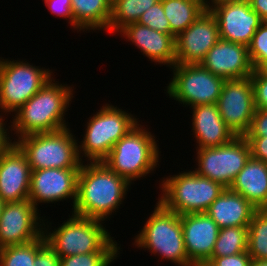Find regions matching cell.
<instances>
[{"mask_svg":"<svg viewBox=\"0 0 267 266\" xmlns=\"http://www.w3.org/2000/svg\"><path fill=\"white\" fill-rule=\"evenodd\" d=\"M256 210L242 195L225 188L205 213L219 228L249 227Z\"/></svg>","mask_w":267,"mask_h":266,"instance_id":"22","label":"cell"},{"mask_svg":"<svg viewBox=\"0 0 267 266\" xmlns=\"http://www.w3.org/2000/svg\"><path fill=\"white\" fill-rule=\"evenodd\" d=\"M120 252H93L60 257V266H109Z\"/></svg>","mask_w":267,"mask_h":266,"instance_id":"30","label":"cell"},{"mask_svg":"<svg viewBox=\"0 0 267 266\" xmlns=\"http://www.w3.org/2000/svg\"><path fill=\"white\" fill-rule=\"evenodd\" d=\"M46 242L44 236L21 245L0 248V266H34L39 248Z\"/></svg>","mask_w":267,"mask_h":266,"instance_id":"29","label":"cell"},{"mask_svg":"<svg viewBox=\"0 0 267 266\" xmlns=\"http://www.w3.org/2000/svg\"><path fill=\"white\" fill-rule=\"evenodd\" d=\"M247 252L252 260L267 261V209L256 210L248 227Z\"/></svg>","mask_w":267,"mask_h":266,"instance_id":"27","label":"cell"},{"mask_svg":"<svg viewBox=\"0 0 267 266\" xmlns=\"http://www.w3.org/2000/svg\"><path fill=\"white\" fill-rule=\"evenodd\" d=\"M66 221V222H65ZM60 226L49 231L51 223H43V236L59 257L93 252H120L119 244L105 229V222L74 214ZM47 226V227H45Z\"/></svg>","mask_w":267,"mask_h":266,"instance_id":"3","label":"cell"},{"mask_svg":"<svg viewBox=\"0 0 267 266\" xmlns=\"http://www.w3.org/2000/svg\"><path fill=\"white\" fill-rule=\"evenodd\" d=\"M216 104L228 128L235 136H244L256 110L251 78L225 80Z\"/></svg>","mask_w":267,"mask_h":266,"instance_id":"12","label":"cell"},{"mask_svg":"<svg viewBox=\"0 0 267 266\" xmlns=\"http://www.w3.org/2000/svg\"><path fill=\"white\" fill-rule=\"evenodd\" d=\"M250 147L251 157L267 162V137L244 136Z\"/></svg>","mask_w":267,"mask_h":266,"instance_id":"38","label":"cell"},{"mask_svg":"<svg viewBox=\"0 0 267 266\" xmlns=\"http://www.w3.org/2000/svg\"><path fill=\"white\" fill-rule=\"evenodd\" d=\"M3 118L6 117H4L3 114H0V155L9 150L15 144V141H12L13 139L10 138L11 136L9 134V129L11 126H8L7 128L6 123L4 122L5 119Z\"/></svg>","mask_w":267,"mask_h":266,"instance_id":"39","label":"cell"},{"mask_svg":"<svg viewBox=\"0 0 267 266\" xmlns=\"http://www.w3.org/2000/svg\"><path fill=\"white\" fill-rule=\"evenodd\" d=\"M51 14L65 18L74 28V17L71 10V0H43Z\"/></svg>","mask_w":267,"mask_h":266,"instance_id":"35","label":"cell"},{"mask_svg":"<svg viewBox=\"0 0 267 266\" xmlns=\"http://www.w3.org/2000/svg\"><path fill=\"white\" fill-rule=\"evenodd\" d=\"M250 266H267V261L252 260Z\"/></svg>","mask_w":267,"mask_h":266,"instance_id":"42","label":"cell"},{"mask_svg":"<svg viewBox=\"0 0 267 266\" xmlns=\"http://www.w3.org/2000/svg\"><path fill=\"white\" fill-rule=\"evenodd\" d=\"M86 164L82 163L78 173L72 214L104 222L123 204L131 184L103 162Z\"/></svg>","mask_w":267,"mask_h":266,"instance_id":"1","label":"cell"},{"mask_svg":"<svg viewBox=\"0 0 267 266\" xmlns=\"http://www.w3.org/2000/svg\"><path fill=\"white\" fill-rule=\"evenodd\" d=\"M127 41L132 42L151 62L172 68L176 63L175 37L158 32L137 23H131L118 32Z\"/></svg>","mask_w":267,"mask_h":266,"instance_id":"20","label":"cell"},{"mask_svg":"<svg viewBox=\"0 0 267 266\" xmlns=\"http://www.w3.org/2000/svg\"><path fill=\"white\" fill-rule=\"evenodd\" d=\"M52 78L12 117L11 133L17 138L35 133L54 132L68 126L66 111L74 97L73 88Z\"/></svg>","mask_w":267,"mask_h":266,"instance_id":"2","label":"cell"},{"mask_svg":"<svg viewBox=\"0 0 267 266\" xmlns=\"http://www.w3.org/2000/svg\"><path fill=\"white\" fill-rule=\"evenodd\" d=\"M135 236L136 248L148 250L151 255H160L178 266H195L185 251L181 216L165 209L158 201L154 211ZM145 248V249H144Z\"/></svg>","mask_w":267,"mask_h":266,"instance_id":"6","label":"cell"},{"mask_svg":"<svg viewBox=\"0 0 267 266\" xmlns=\"http://www.w3.org/2000/svg\"><path fill=\"white\" fill-rule=\"evenodd\" d=\"M14 141L25 154L31 171L80 168L83 163L78 153L80 142L69 127L54 132L29 134L15 138Z\"/></svg>","mask_w":267,"mask_h":266,"instance_id":"8","label":"cell"},{"mask_svg":"<svg viewBox=\"0 0 267 266\" xmlns=\"http://www.w3.org/2000/svg\"><path fill=\"white\" fill-rule=\"evenodd\" d=\"M171 69L173 78L166 87L169 98L189 108L217 103L225 79L200 64H175Z\"/></svg>","mask_w":267,"mask_h":266,"instance_id":"10","label":"cell"},{"mask_svg":"<svg viewBox=\"0 0 267 266\" xmlns=\"http://www.w3.org/2000/svg\"><path fill=\"white\" fill-rule=\"evenodd\" d=\"M138 23L158 32L170 34V24L163 11L162 1L146 10L140 17Z\"/></svg>","mask_w":267,"mask_h":266,"instance_id":"32","label":"cell"},{"mask_svg":"<svg viewBox=\"0 0 267 266\" xmlns=\"http://www.w3.org/2000/svg\"><path fill=\"white\" fill-rule=\"evenodd\" d=\"M74 29L83 32L108 30L112 0H71Z\"/></svg>","mask_w":267,"mask_h":266,"instance_id":"24","label":"cell"},{"mask_svg":"<svg viewBox=\"0 0 267 266\" xmlns=\"http://www.w3.org/2000/svg\"><path fill=\"white\" fill-rule=\"evenodd\" d=\"M251 261L252 258L246 251L232 256L211 257L204 266H250Z\"/></svg>","mask_w":267,"mask_h":266,"instance_id":"34","label":"cell"},{"mask_svg":"<svg viewBox=\"0 0 267 266\" xmlns=\"http://www.w3.org/2000/svg\"><path fill=\"white\" fill-rule=\"evenodd\" d=\"M244 136L267 137V110L256 108L250 128Z\"/></svg>","mask_w":267,"mask_h":266,"instance_id":"37","label":"cell"},{"mask_svg":"<svg viewBox=\"0 0 267 266\" xmlns=\"http://www.w3.org/2000/svg\"><path fill=\"white\" fill-rule=\"evenodd\" d=\"M5 205V202L0 198V216L2 214L3 207Z\"/></svg>","mask_w":267,"mask_h":266,"instance_id":"44","label":"cell"},{"mask_svg":"<svg viewBox=\"0 0 267 266\" xmlns=\"http://www.w3.org/2000/svg\"><path fill=\"white\" fill-rule=\"evenodd\" d=\"M191 108L192 134L197 148L217 147L236 137L221 118L217 104H201Z\"/></svg>","mask_w":267,"mask_h":266,"instance_id":"21","label":"cell"},{"mask_svg":"<svg viewBox=\"0 0 267 266\" xmlns=\"http://www.w3.org/2000/svg\"><path fill=\"white\" fill-rule=\"evenodd\" d=\"M195 172L229 188L237 174L251 157L248 141L236 136L217 147L197 148Z\"/></svg>","mask_w":267,"mask_h":266,"instance_id":"11","label":"cell"},{"mask_svg":"<svg viewBox=\"0 0 267 266\" xmlns=\"http://www.w3.org/2000/svg\"><path fill=\"white\" fill-rule=\"evenodd\" d=\"M253 86L254 103L257 109L267 110V77L253 70L250 76Z\"/></svg>","mask_w":267,"mask_h":266,"instance_id":"33","label":"cell"},{"mask_svg":"<svg viewBox=\"0 0 267 266\" xmlns=\"http://www.w3.org/2000/svg\"><path fill=\"white\" fill-rule=\"evenodd\" d=\"M217 19L220 39L249 46L258 27L264 22L248 1L217 0L208 8Z\"/></svg>","mask_w":267,"mask_h":266,"instance_id":"14","label":"cell"},{"mask_svg":"<svg viewBox=\"0 0 267 266\" xmlns=\"http://www.w3.org/2000/svg\"><path fill=\"white\" fill-rule=\"evenodd\" d=\"M219 40L217 19L207 8L186 30L175 38V64H200L207 52Z\"/></svg>","mask_w":267,"mask_h":266,"instance_id":"16","label":"cell"},{"mask_svg":"<svg viewBox=\"0 0 267 266\" xmlns=\"http://www.w3.org/2000/svg\"><path fill=\"white\" fill-rule=\"evenodd\" d=\"M80 168H51L31 171L29 200L38 209L40 203H56L77 197V180Z\"/></svg>","mask_w":267,"mask_h":266,"instance_id":"15","label":"cell"},{"mask_svg":"<svg viewBox=\"0 0 267 266\" xmlns=\"http://www.w3.org/2000/svg\"><path fill=\"white\" fill-rule=\"evenodd\" d=\"M200 65L225 80L250 77L253 73L248 47L222 39L207 52Z\"/></svg>","mask_w":267,"mask_h":266,"instance_id":"18","label":"cell"},{"mask_svg":"<svg viewBox=\"0 0 267 266\" xmlns=\"http://www.w3.org/2000/svg\"><path fill=\"white\" fill-rule=\"evenodd\" d=\"M163 11L175 38L186 30L206 9L198 0H161Z\"/></svg>","mask_w":267,"mask_h":266,"instance_id":"25","label":"cell"},{"mask_svg":"<svg viewBox=\"0 0 267 266\" xmlns=\"http://www.w3.org/2000/svg\"><path fill=\"white\" fill-rule=\"evenodd\" d=\"M262 76L267 77V60L264 61L257 69Z\"/></svg>","mask_w":267,"mask_h":266,"instance_id":"41","label":"cell"},{"mask_svg":"<svg viewBox=\"0 0 267 266\" xmlns=\"http://www.w3.org/2000/svg\"><path fill=\"white\" fill-rule=\"evenodd\" d=\"M250 7L258 16L267 21V0H248Z\"/></svg>","mask_w":267,"mask_h":266,"instance_id":"40","label":"cell"},{"mask_svg":"<svg viewBox=\"0 0 267 266\" xmlns=\"http://www.w3.org/2000/svg\"><path fill=\"white\" fill-rule=\"evenodd\" d=\"M185 251L195 266H204L214 250L220 228L206 213L181 215Z\"/></svg>","mask_w":267,"mask_h":266,"instance_id":"17","label":"cell"},{"mask_svg":"<svg viewBox=\"0 0 267 266\" xmlns=\"http://www.w3.org/2000/svg\"><path fill=\"white\" fill-rule=\"evenodd\" d=\"M248 227L220 228L212 257L232 256L247 251Z\"/></svg>","mask_w":267,"mask_h":266,"instance_id":"28","label":"cell"},{"mask_svg":"<svg viewBox=\"0 0 267 266\" xmlns=\"http://www.w3.org/2000/svg\"><path fill=\"white\" fill-rule=\"evenodd\" d=\"M34 264V266H60V257L49 244L45 242L37 251Z\"/></svg>","mask_w":267,"mask_h":266,"instance_id":"36","label":"cell"},{"mask_svg":"<svg viewBox=\"0 0 267 266\" xmlns=\"http://www.w3.org/2000/svg\"><path fill=\"white\" fill-rule=\"evenodd\" d=\"M40 215L29 199L5 203L0 216V248L40 238L46 221Z\"/></svg>","mask_w":267,"mask_h":266,"instance_id":"13","label":"cell"},{"mask_svg":"<svg viewBox=\"0 0 267 266\" xmlns=\"http://www.w3.org/2000/svg\"><path fill=\"white\" fill-rule=\"evenodd\" d=\"M30 176L28 160L14 144L0 155V198L5 203L29 199Z\"/></svg>","mask_w":267,"mask_h":266,"instance_id":"19","label":"cell"},{"mask_svg":"<svg viewBox=\"0 0 267 266\" xmlns=\"http://www.w3.org/2000/svg\"><path fill=\"white\" fill-rule=\"evenodd\" d=\"M257 210L267 209V162L250 157L229 187Z\"/></svg>","mask_w":267,"mask_h":266,"instance_id":"23","label":"cell"},{"mask_svg":"<svg viewBox=\"0 0 267 266\" xmlns=\"http://www.w3.org/2000/svg\"><path fill=\"white\" fill-rule=\"evenodd\" d=\"M248 55L253 70L267 60V21H264L254 33L248 46Z\"/></svg>","mask_w":267,"mask_h":266,"instance_id":"31","label":"cell"},{"mask_svg":"<svg viewBox=\"0 0 267 266\" xmlns=\"http://www.w3.org/2000/svg\"><path fill=\"white\" fill-rule=\"evenodd\" d=\"M52 71L27 61L0 57V112H16L53 76Z\"/></svg>","mask_w":267,"mask_h":266,"instance_id":"9","label":"cell"},{"mask_svg":"<svg viewBox=\"0 0 267 266\" xmlns=\"http://www.w3.org/2000/svg\"><path fill=\"white\" fill-rule=\"evenodd\" d=\"M161 0H112L109 33H117L131 23H137L142 14Z\"/></svg>","mask_w":267,"mask_h":266,"instance_id":"26","label":"cell"},{"mask_svg":"<svg viewBox=\"0 0 267 266\" xmlns=\"http://www.w3.org/2000/svg\"><path fill=\"white\" fill-rule=\"evenodd\" d=\"M137 124L125 134L102 161L108 168L125 178L130 184L148 176L157 165L161 151L155 135ZM148 130V131H147ZM133 181V182H132Z\"/></svg>","mask_w":267,"mask_h":266,"instance_id":"4","label":"cell"},{"mask_svg":"<svg viewBox=\"0 0 267 266\" xmlns=\"http://www.w3.org/2000/svg\"><path fill=\"white\" fill-rule=\"evenodd\" d=\"M100 108L89 117L84 137L78 144L79 157L83 163L102 162L113 146L140 122L135 115L117 106L106 103Z\"/></svg>","mask_w":267,"mask_h":266,"instance_id":"7","label":"cell"},{"mask_svg":"<svg viewBox=\"0 0 267 266\" xmlns=\"http://www.w3.org/2000/svg\"><path fill=\"white\" fill-rule=\"evenodd\" d=\"M183 172V173H182ZM163 177L158 202L178 215L205 213L209 206L225 190L221 184L197 174L194 170L182 171Z\"/></svg>","mask_w":267,"mask_h":266,"instance_id":"5","label":"cell"},{"mask_svg":"<svg viewBox=\"0 0 267 266\" xmlns=\"http://www.w3.org/2000/svg\"><path fill=\"white\" fill-rule=\"evenodd\" d=\"M198 1H200L205 7L209 8L217 0H198Z\"/></svg>","mask_w":267,"mask_h":266,"instance_id":"43","label":"cell"}]
</instances>
